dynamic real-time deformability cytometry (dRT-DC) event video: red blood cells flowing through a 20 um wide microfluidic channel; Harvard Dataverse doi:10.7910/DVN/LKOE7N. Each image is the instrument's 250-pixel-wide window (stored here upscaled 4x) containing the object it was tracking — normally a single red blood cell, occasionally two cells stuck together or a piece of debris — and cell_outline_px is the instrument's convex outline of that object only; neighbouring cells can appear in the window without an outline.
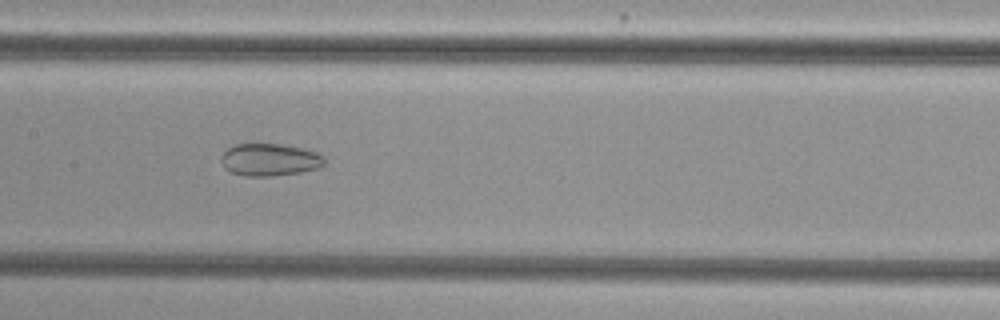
{"species": "common noctule bat (a hibernating species)", "species_latin": "Nyctalus noctula", "temperature_condition": "cold", "stored_images_in_passage": 38, "camera_frame_rate_fps": 3000, "um_per_image_px": 0.085, "animal": {"sex": "female", "body_mass_g": 29.2, "forearm_length_mm": 56.3}, "frame": {"image": 1, "passage_image": 15, "time_ms": 4.667, "image_size_px": [1000, 320], "cell_outline_px": [[324, 164], [316, 168], [300, 172], [272, 176], [244, 176], [232, 172], [224, 168], [220, 160], [220, 156], [228, 148], [236, 144], [280, 144], [304, 148], [316, 152], [324, 156]], "centroid_in_image_um": [22.9, 13.57], "position_along_channel_um": 184.5, "area_um2": 19.48}}
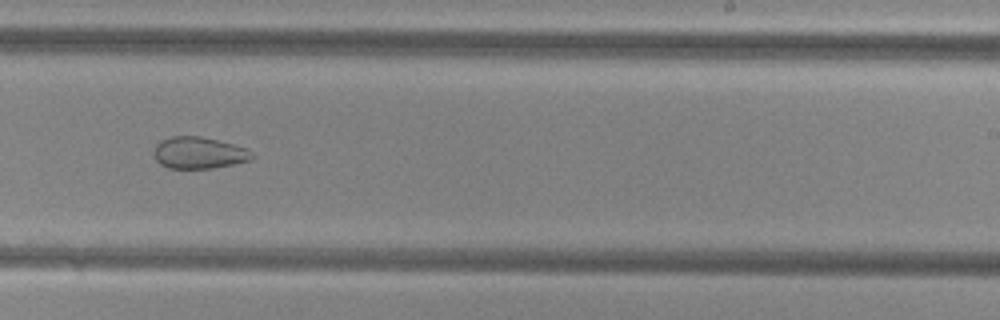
{"frame": {"image": 2, "passage_image": 22, "time_ms": 7.0, "image_size_px": [1000, 320], "cell_outline_px": [[256, 156], [252, 160], [212, 168], [168, 168], [160, 164], [156, 160], [156, 144], [160, 140], [172, 136], [200, 136], [248, 148]], "centroid_in_image_um": [16.95, 12.99], "position_along_channel_um": 272.1, "area_um2": 18.03}}
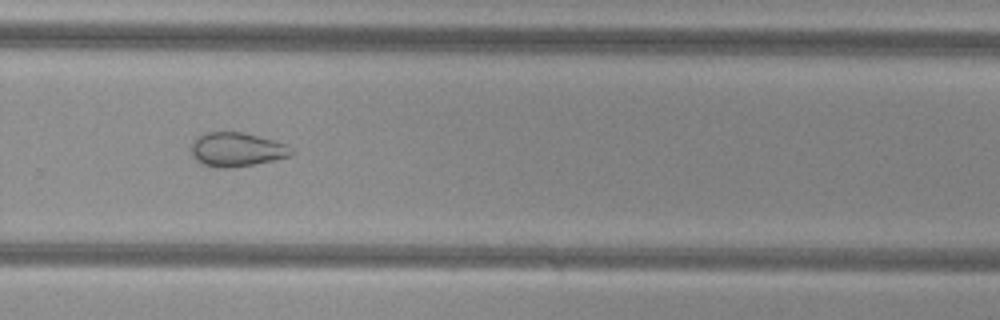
{"frame": {"image": 3, "passage_image": 25, "time_ms": 8.0, "image_size_px": [1000, 320], "cell_outline_px": [[292, 156], [232, 168], [216, 168], [204, 164], [196, 160], [192, 156], [192, 140], [196, 136], [208, 132], [244, 132], [288, 144], [292, 148]], "centroid_in_image_um": [20.11, 12.7], "position_along_channel_um": 309.7, "area_um2": 19.94}, "authors_computed_cell_mechanics": {"area_um2": 21.7906, "velocity_mm_per_s": 3.7642, "shape_relaxation_time_tau1_ms": null, "shape_relaxation_time_tau2_ms": 3.1314, "deformation_change_tau1": null, "deformation_change_tau2": 0.0871}}